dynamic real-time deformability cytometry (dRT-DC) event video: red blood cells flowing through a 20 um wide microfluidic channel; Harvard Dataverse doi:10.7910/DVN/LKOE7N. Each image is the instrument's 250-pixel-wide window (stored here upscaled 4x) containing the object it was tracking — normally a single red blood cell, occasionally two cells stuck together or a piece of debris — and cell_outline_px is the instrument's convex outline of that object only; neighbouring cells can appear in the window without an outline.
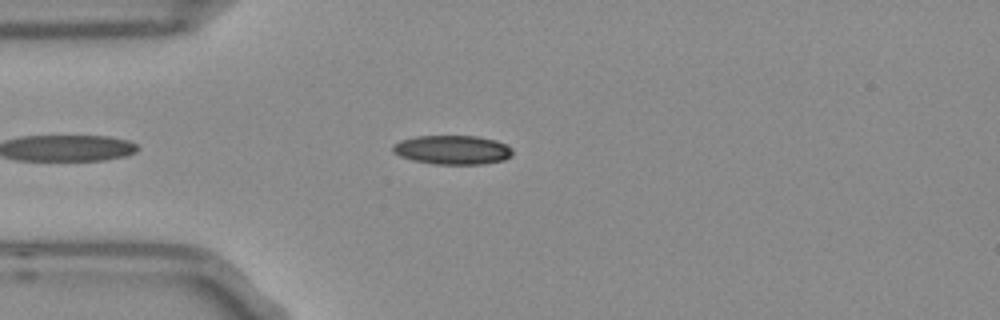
{"species": "Egyptian fruit bat (a non-hibernating species)", "species_latin": "Rousettus aegyptiacus", "temperature_condition": "room temperature", "stored_images_in_passage": 22, "camera_frame_rate_fps": 3000, "um_per_image_px": 0.085, "frame": {"image": 1, "passage_image": 1, "time_ms": 0.0, "image_size_px": [1000, 320], "cell_outline_px": [[512, 156], [504, 160], [484, 164], [436, 164], [412, 160], [400, 156], [392, 152], [392, 144], [400, 140], [416, 136], [476, 136], [496, 140], [512, 148]], "centroid_in_image_um": [38.44, 12.74], "position_along_channel_um": 46.6, "area_um2": 20.4}}